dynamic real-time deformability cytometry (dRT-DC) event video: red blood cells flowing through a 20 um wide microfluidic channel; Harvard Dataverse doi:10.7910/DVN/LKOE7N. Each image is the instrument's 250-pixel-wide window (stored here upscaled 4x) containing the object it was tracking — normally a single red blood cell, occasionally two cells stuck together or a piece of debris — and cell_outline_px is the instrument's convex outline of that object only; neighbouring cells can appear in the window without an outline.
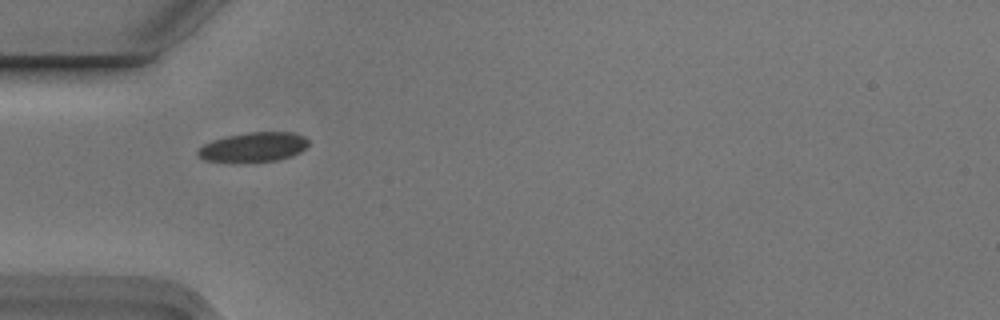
{"species": "Egyptian fruit bat (a non-hibernating species)", "species_latin": "Rousettus aegyptiacus", "temperature_condition": "cold", "stored_images_in_passage": 5, "camera_frame_rate_fps": 3000, "um_per_image_px": 0.085, "animal": {"sex": "male"}, "frame": {"image": 1, "passage_image": 5, "time_ms": 1.333, "image_size_px": [1000, 320], "cell_outline_px": [[308, 144], [300, 152], [292, 156], [276, 160], [240, 164], [236, 164], [204, 160], [196, 156], [196, 152], [204, 144], [212, 140], [228, 136], [248, 132], [292, 132], [304, 136], [308, 140]], "centroid_in_image_um": [21.49, 12.54], "position_along_channel_um": 63.5, "area_um2": 19.54}}